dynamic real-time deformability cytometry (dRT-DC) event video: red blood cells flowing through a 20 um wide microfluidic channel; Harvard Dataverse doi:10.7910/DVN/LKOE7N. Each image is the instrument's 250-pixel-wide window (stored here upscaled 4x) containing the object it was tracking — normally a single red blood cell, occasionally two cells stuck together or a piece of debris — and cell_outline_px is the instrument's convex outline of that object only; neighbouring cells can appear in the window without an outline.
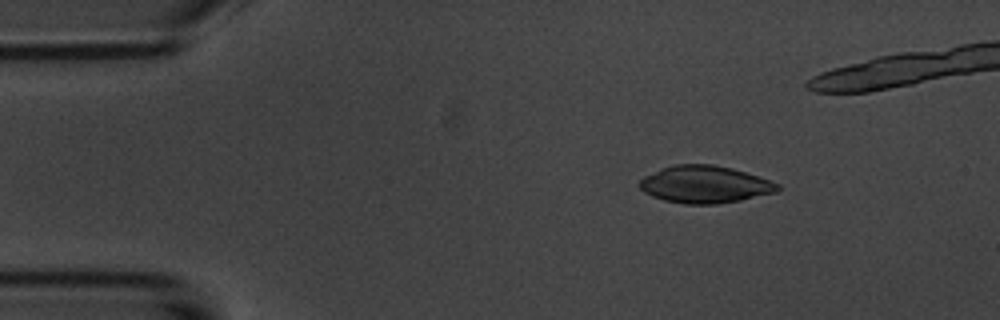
{"species": "common noctule bat (a hibernating species)", "species_latin": "Nyctalus noctula", "temperature_condition": "room temperature", "stored_images_in_passage": 6, "camera_frame_rate_fps": 3000, "um_per_image_px": 0.085, "animal": {"sex": "male", "body_mass_g": 20.1, "forearm_length_mm": 53.5}, "frame": {"image": 1, "passage_image": 2, "time_ms": 1.0, "image_size_px": [1000, 320], "cell_outline_px": [[780, 188], [776, 192], [740, 200], [716, 204], [684, 204], [664, 200], [652, 196], [644, 192], [640, 188], [640, 180], [644, 176], [660, 168], [676, 164], [712, 164], [732, 168], [780, 184]], "centroid_in_image_um": [59.88, 15.67], "position_along_channel_um": 25.1, "area_um2": 29.82}}
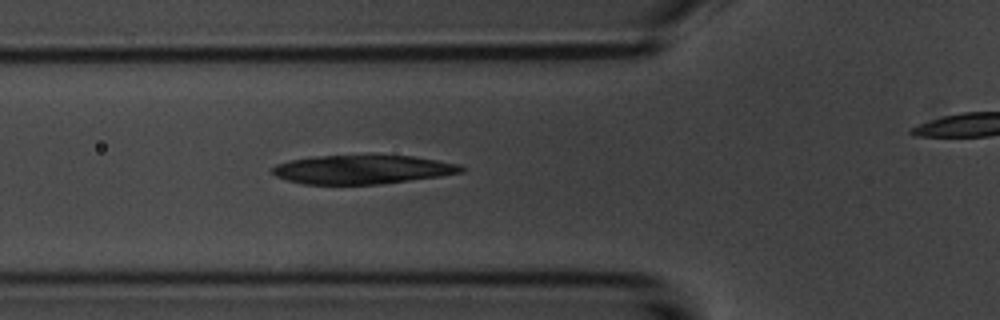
{"frame": {"image": 2, "passage_image": 5, "time_ms": 4.667, "image_size_px": [1000, 320], "cell_outline_px": [[468, 168], [464, 172], [440, 176], [380, 184], [304, 184], [288, 180], [276, 176], [272, 172], [272, 168], [276, 164], [292, 160], [320, 156], [412, 156], [460, 164]], "centroid_in_image_um": [30.86, 14.41], "position_along_channel_um": 94.9, "area_um2": 31.39}}